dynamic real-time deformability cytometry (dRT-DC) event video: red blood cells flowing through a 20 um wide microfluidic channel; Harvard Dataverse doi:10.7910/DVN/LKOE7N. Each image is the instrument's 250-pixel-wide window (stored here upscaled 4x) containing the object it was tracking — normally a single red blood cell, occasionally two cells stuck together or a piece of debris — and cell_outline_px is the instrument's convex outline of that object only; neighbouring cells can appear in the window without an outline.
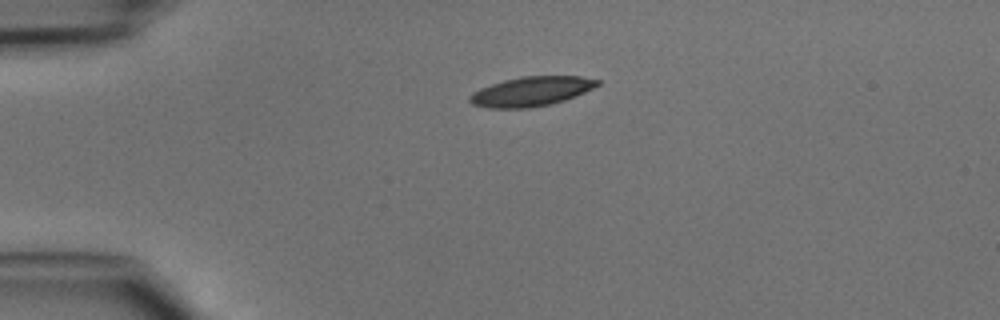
{"species": "common noctule bat (a hibernating species)", "species_latin": "Nyctalus noctula", "temperature_condition": "cold", "stored_images_in_passage": 33, "camera_frame_rate_fps": 3000, "um_per_image_px": 0.085, "animal": {"sex": "male", "body_mass_g": 15.6}, "frame": {"image": 1, "passage_image": 1, "time_ms": 0.0, "image_size_px": [1000, 320], "cell_outline_px": [[600, 84], [584, 92], [564, 100], [552, 104], [532, 108], [488, 108], [472, 104], [468, 100], [468, 96], [472, 92], [480, 88], [504, 80], [520, 76], [580, 76], [600, 80]], "centroid_in_image_um": [45.13, 7.77], "position_along_channel_um": 39.9, "area_um2": 22.02}}
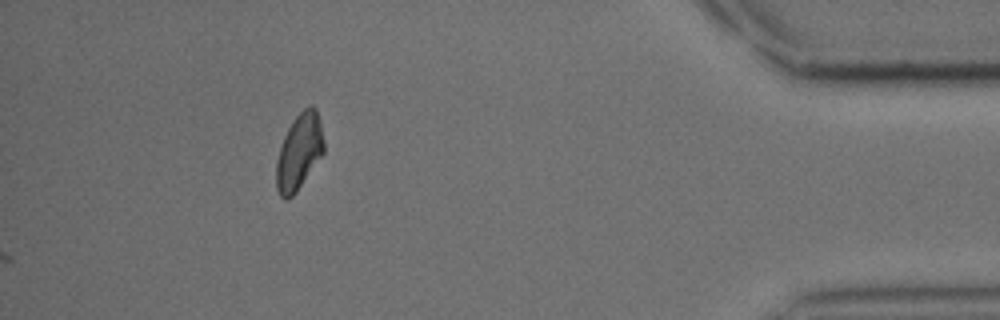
{"frame": {"image": 2, "passage_image": 33, "time_ms": 10.667, "image_size_px": [1000, 320], "cell_outline_px": [[324, 152], [296, 192], [288, 200], [284, 200], [280, 196], [276, 188], [276, 160], [284, 136], [292, 120], [308, 104], [312, 104], [316, 108], [320, 120], [324, 140]], "centroid_in_image_um": [25.42, 12.89], "position_along_channel_um": 409.8, "area_um2": 21.15}}